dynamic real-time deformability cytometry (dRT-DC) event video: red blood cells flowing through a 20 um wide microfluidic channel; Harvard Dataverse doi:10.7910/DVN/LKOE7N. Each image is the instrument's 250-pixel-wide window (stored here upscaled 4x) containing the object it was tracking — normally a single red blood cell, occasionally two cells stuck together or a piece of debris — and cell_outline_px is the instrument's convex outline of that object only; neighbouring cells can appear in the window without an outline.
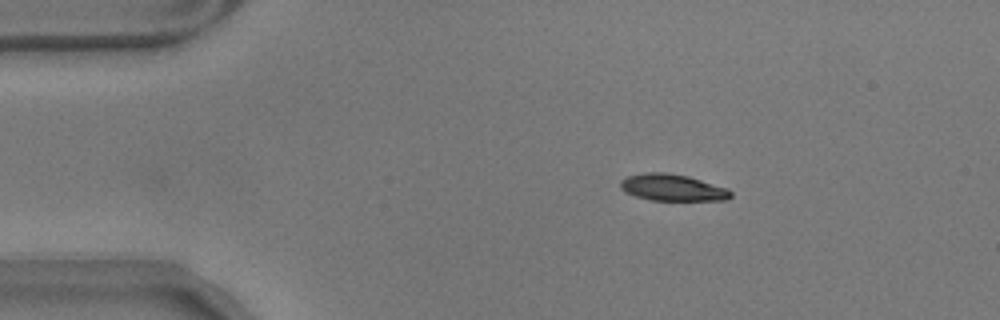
{"species": "common noctule bat (a hibernating species)", "species_latin": "Nyctalus noctula", "temperature_condition": "warm", "stored_images_in_passage": 45, "camera_frame_rate_fps": 3000, "um_per_image_px": 0.085, "animal": {"sex": "male", "body_mass_g": 17.9}, "frame": {"image": 1, "passage_image": 1, "time_ms": 0.0, "image_size_px": [1000, 320], "cell_outline_px": [[732, 196], [728, 200], [652, 200], [636, 196], [624, 192], [620, 188], [620, 180], [628, 176], [644, 172], [664, 172], [688, 176], [728, 188], [732, 192]], "centroid_in_image_um": [57.16, 15.94], "position_along_channel_um": 27.8, "area_um2": 17.22}}
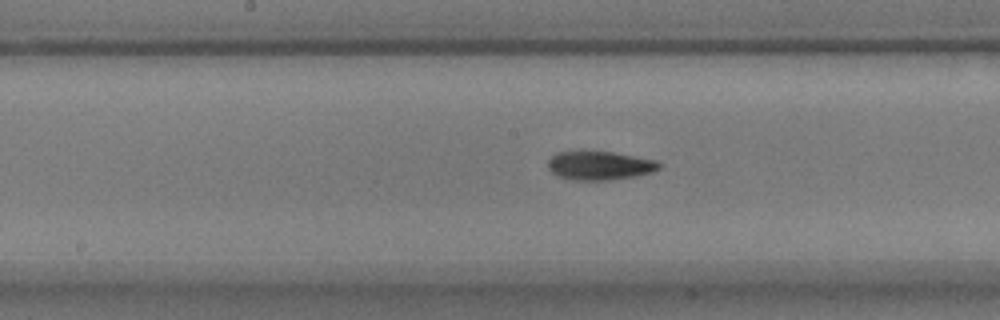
{"frame": {"image": 2, "passage_image": 20, "time_ms": 6.333, "image_size_px": [1000, 320], "cell_outline_px": [[660, 168], [652, 172], [636, 176], [612, 180], [572, 180], [556, 176], [548, 168], [548, 160], [556, 152], [612, 152], [656, 160], [660, 164]], "centroid_in_image_um": [50.96, 14.09], "position_along_channel_um": 197.2, "area_um2": 18.55}}
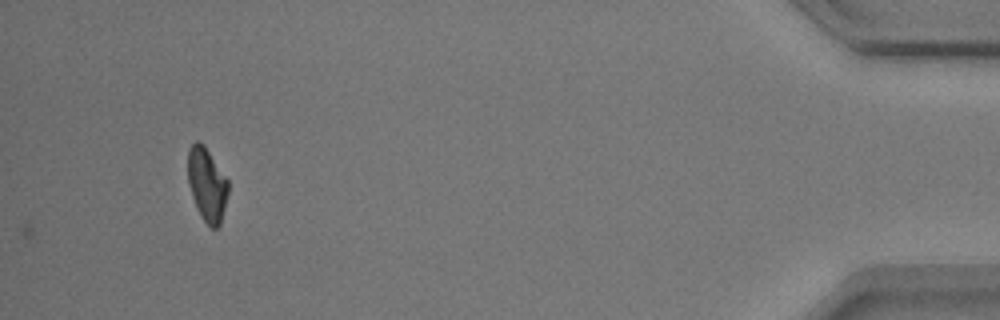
{"frame": {"image": 3, "passage_image": 45, "time_ms": 14.667, "image_size_px": [1000, 320], "cell_outline_px": [[228, 192], [220, 224], [216, 228], [212, 228], [200, 216], [196, 208], [188, 184], [188, 148], [196, 140], [204, 144], [228, 180]], "centroid_in_image_um": [17.58, 15.66], "position_along_channel_um": 417.6, "area_um2": 17.22}, "authors_computed_cell_mechanics": {"area_um2": 17.8602, "velocity_mm_per_s": 3.5239, "shape_relaxation_time_tau1_ms": 6.7383, "shape_relaxation_time_tau2_ms": 4.0252, "deformation_change_tau1": 0.1919, "deformation_change_tau2": 0.0926}}